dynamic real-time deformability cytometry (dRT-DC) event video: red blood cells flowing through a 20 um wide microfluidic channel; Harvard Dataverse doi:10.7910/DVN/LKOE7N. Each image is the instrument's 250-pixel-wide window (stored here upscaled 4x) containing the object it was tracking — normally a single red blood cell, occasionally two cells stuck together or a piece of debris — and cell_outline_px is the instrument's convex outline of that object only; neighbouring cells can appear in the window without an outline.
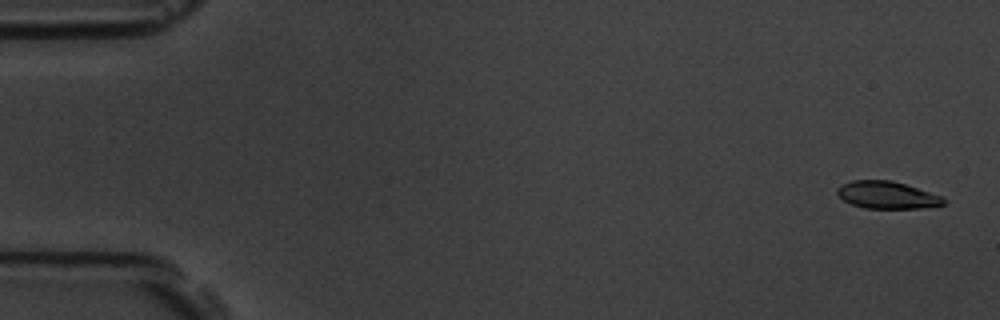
{"species": "common noctule bat (a hibernating species)", "species_latin": "Nyctalus noctula", "temperature_condition": "room temperature", "stored_images_in_passage": 57, "camera_frame_rate_fps": 3000, "um_per_image_px": 0.085, "animal": {"sex": "male", "body_mass_g": 19.5, "forearm_length_mm": 54.6}, "frame": {"image": 1, "passage_image": 2, "time_ms": 0.333, "image_size_px": [1000, 320], "cell_outline_px": [[944, 204], [920, 208], [864, 208], [852, 204], [844, 200], [836, 192], [836, 188], [840, 184], [852, 180], [892, 180], [940, 196], [944, 200]], "centroid_in_image_um": [75.32, 16.57], "position_along_channel_um": 9.7, "area_um2": 16.65}}
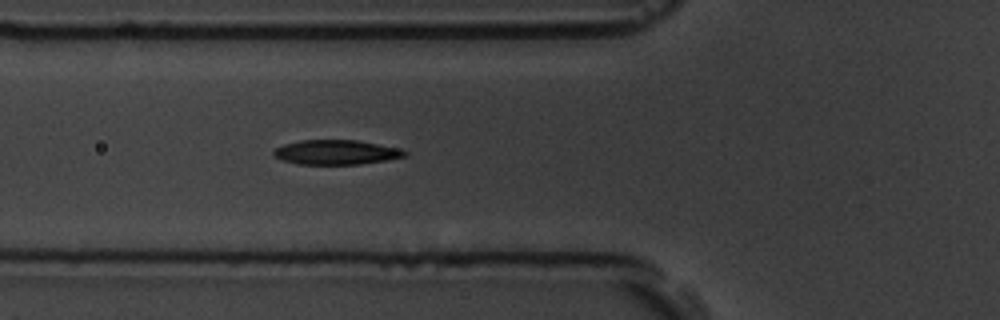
{"frame": {"image": 2, "passage_image": 21, "time_ms": 6.667, "image_size_px": [1000, 320], "cell_outline_px": [[408, 156], [388, 160], [360, 164], [296, 164], [280, 160], [272, 156], [272, 152], [276, 148], [284, 144], [300, 140], [356, 140], [396, 148], [408, 152]], "centroid_in_image_um": [28.52, 12.95], "position_along_channel_um": 97.3, "area_um2": 18.84}}
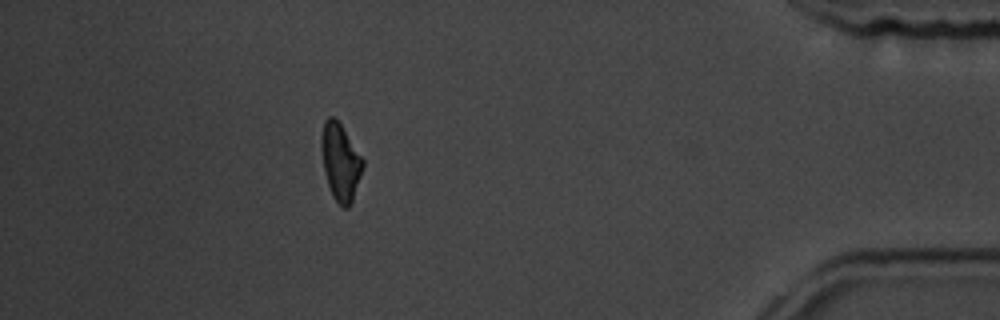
{"frame": {"image": 3, "passage_image": 51, "time_ms": 16.667, "image_size_px": [1000, 320], "cell_outline_px": [[364, 164], [352, 200], [348, 208], [344, 208], [332, 196], [324, 172], [320, 144], [320, 136], [324, 120], [328, 116], [332, 116], [340, 124], [364, 160]], "centroid_in_image_um": [28.9, 13.74], "position_along_channel_um": 406.3, "area_um2": 18.38}, "authors_computed_cell_mechanics": {"area_um2": 18.6694, "velocity_mm_per_s": 3.5873, "shape_relaxation_time_tau1_ms": 3.3188, "shape_relaxation_time_tau2_ms": 3.7316, "deformation_change_tau1": 0.1395, "deformation_change_tau2": 0.0944}}